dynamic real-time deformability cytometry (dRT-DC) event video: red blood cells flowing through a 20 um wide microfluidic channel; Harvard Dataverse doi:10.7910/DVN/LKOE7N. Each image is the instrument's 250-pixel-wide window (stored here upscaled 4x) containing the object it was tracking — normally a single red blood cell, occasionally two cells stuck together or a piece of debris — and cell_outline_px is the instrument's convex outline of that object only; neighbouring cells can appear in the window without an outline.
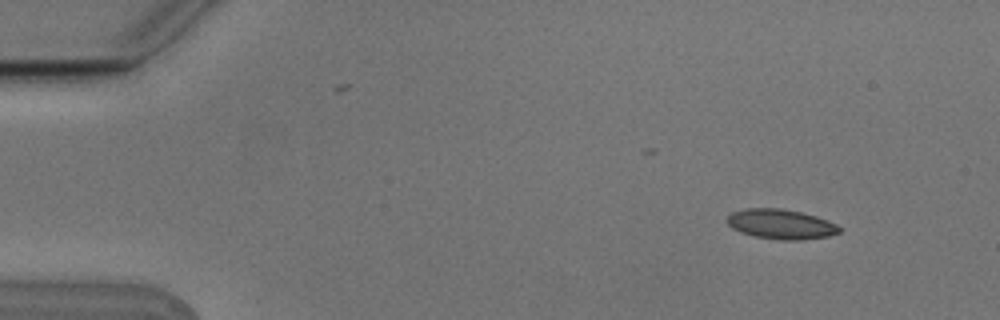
{"species": "Egyptian fruit bat (a non-hibernating species)", "species_latin": "Rousettus aegyptiacus", "temperature_condition": "cold", "stored_images_in_passage": 5, "camera_frame_rate_fps": 3000, "um_per_image_px": 0.085, "animal": {"sex": "male"}, "frame": {"image": 1, "passage_image": 1, "time_ms": 0.0, "image_size_px": [1000, 320], "cell_outline_px": [[840, 232], [828, 236], [804, 240], [780, 240], [756, 236], [740, 232], [732, 228], [728, 224], [728, 216], [732, 212], [744, 208], [780, 208], [800, 212], [816, 216], [836, 224], [840, 228]], "centroid_in_image_um": [66.37, 19.05], "position_along_channel_um": 18.6, "area_um2": 19.42}}
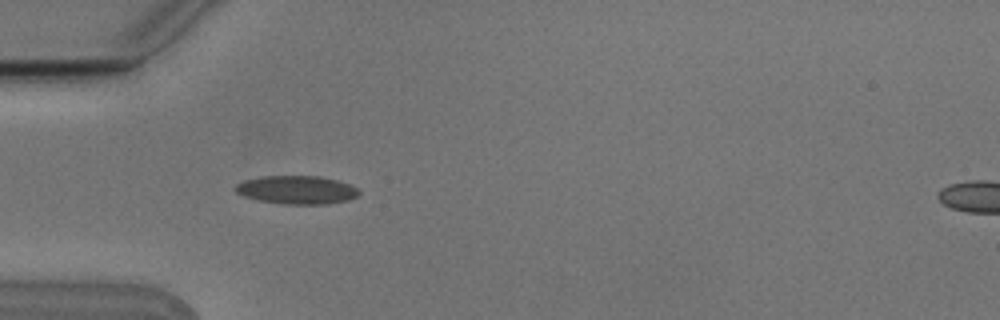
{"frame": {"image": 2, "passage_image": 4, "time_ms": 1.0, "image_size_px": [1000, 320], "cell_outline_px": [[360, 192], [356, 196], [348, 200], [328, 204], [284, 204], [256, 200], [244, 196], [236, 192], [232, 188], [236, 184], [244, 180], [260, 176], [320, 176], [336, 180], [348, 184], [356, 188]], "centroid_in_image_um": [25.17, 16.14], "position_along_channel_um": 59.8, "area_um2": 20.46}}